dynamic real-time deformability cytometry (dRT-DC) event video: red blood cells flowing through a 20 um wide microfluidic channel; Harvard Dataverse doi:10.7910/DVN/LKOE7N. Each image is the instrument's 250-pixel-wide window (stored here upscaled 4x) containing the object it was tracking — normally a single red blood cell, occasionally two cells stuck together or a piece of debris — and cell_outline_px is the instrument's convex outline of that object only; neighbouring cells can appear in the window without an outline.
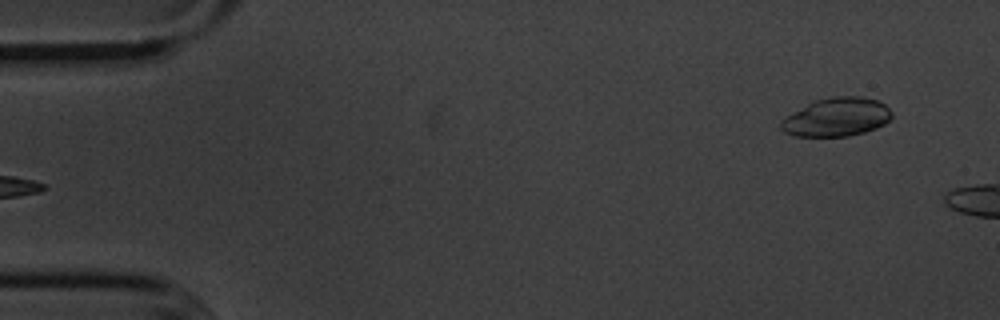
{"species": "common noctule bat (a hibernating species)", "species_latin": "Nyctalus noctula", "temperature_condition": "cold", "stored_images_in_passage": 6, "camera_frame_rate_fps": 3000, "um_per_image_px": 0.085, "animal": {"sex": "male", "body_mass_g": 20.1, "forearm_length_mm": 53.5}, "frame": {"image": 1, "passage_image": 6, "time_ms": 5.667, "image_size_px": [1000, 320], "cell_outline_px": [[892, 116], [884, 124], [876, 128], [864, 132], [848, 136], [796, 136], [784, 132], [780, 128], [780, 120], [808, 104], [816, 100], [832, 96], [860, 96], [876, 100], [884, 104], [892, 112]], "centroid_in_image_um": [71.12, 9.96], "position_along_channel_um": 13.9, "area_um2": 24.68}}